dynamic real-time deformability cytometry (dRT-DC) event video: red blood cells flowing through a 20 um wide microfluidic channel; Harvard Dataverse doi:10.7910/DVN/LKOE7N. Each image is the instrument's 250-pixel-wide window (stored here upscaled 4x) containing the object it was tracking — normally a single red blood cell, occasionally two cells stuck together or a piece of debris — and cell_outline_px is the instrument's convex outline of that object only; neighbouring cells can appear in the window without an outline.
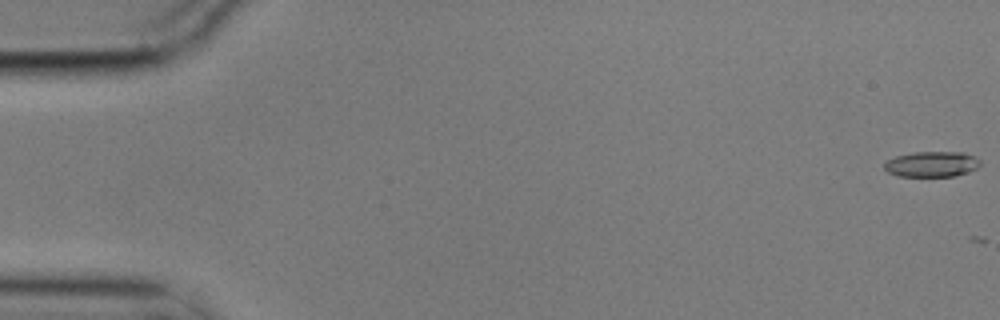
{"species": "common noctule bat (a hibernating species)", "species_latin": "Nyctalus noctula", "temperature_condition": "cold", "stored_images_in_passage": 5, "camera_frame_rate_fps": 3000, "um_per_image_px": 0.085, "animal": {"sex": "male", "body_mass_g": 17.9}, "frame": {"image": 1, "passage_image": 1, "time_ms": 0.0, "image_size_px": [1000, 320], "cell_outline_px": [[980, 164], [976, 168], [968, 172], [956, 176], [896, 176], [888, 172], [884, 168], [884, 160], [896, 156], [916, 152], [964, 152], [976, 156], [980, 160]], "centroid_in_image_um": [79.19, 13.95], "position_along_channel_um": 5.8, "area_um2": 14.39}}
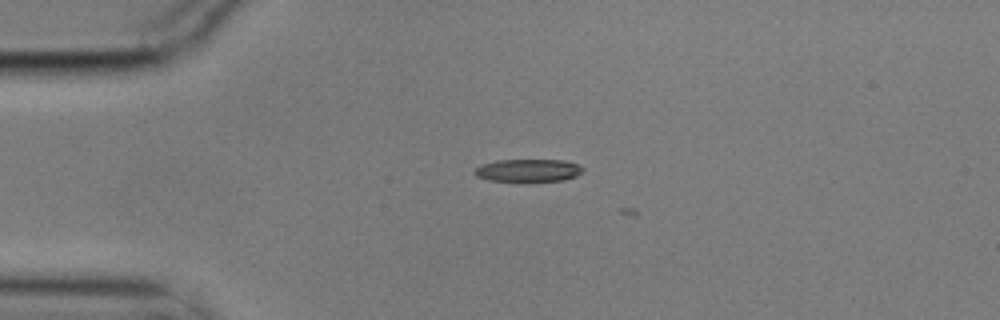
{"frame": {"image": 2, "passage_image": 3, "time_ms": 0.667, "image_size_px": [1000, 320], "cell_outline_px": [[584, 168], [576, 176], [564, 180], [488, 180], [476, 176], [472, 172], [480, 164], [500, 160], [564, 160], [576, 164]], "centroid_in_image_um": [44.86, 14.46], "position_along_channel_um": 40.1, "area_um2": 13.93}}